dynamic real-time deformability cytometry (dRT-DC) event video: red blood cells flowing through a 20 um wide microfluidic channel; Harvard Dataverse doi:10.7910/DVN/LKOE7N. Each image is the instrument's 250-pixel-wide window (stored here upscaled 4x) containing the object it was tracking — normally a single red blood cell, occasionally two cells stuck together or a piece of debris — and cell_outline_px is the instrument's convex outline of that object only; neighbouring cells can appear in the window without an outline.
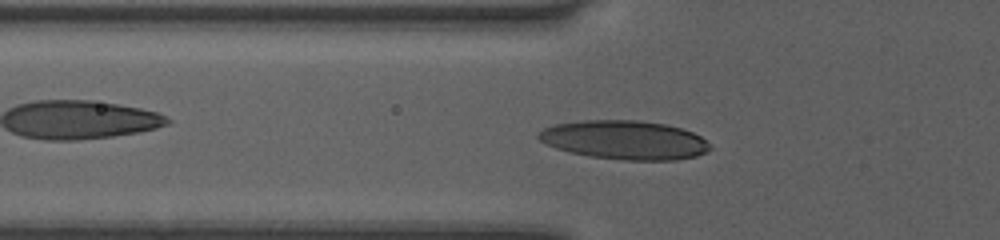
{"species": "human", "species_latin": "Homo sapiens", "temperature_condition": "room temperature", "stored_images_in_passage": 40, "camera_frame_rate_fps": 3000, "um_per_image_px": 0.085, "donor": {"sex": "female"}, "frame": {"image": 1, "passage_image": 8, "time_ms": 2.333, "image_size_px": [1000, 240], "cell_outline_px": [[712, 148], [696, 156], [676, 160], [624, 160], [588, 156], [568, 152], [556, 148], [540, 140], [536, 136], [544, 128], [556, 124], [584, 120], [636, 120], [664, 124], [680, 128], [692, 132], [700, 136]], "centroid_in_image_um": [53.07, 11.9], "position_along_channel_um": 72.7, "area_um2": 38.61}}
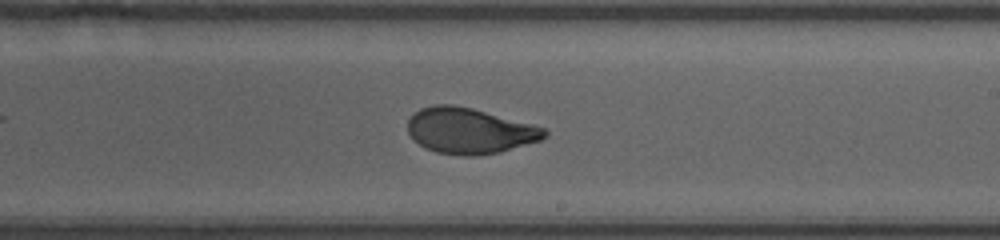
{"frame": {"image": 2, "passage_image": 21, "time_ms": 6.667, "image_size_px": [1000, 240], "cell_outline_px": [[548, 136], [540, 140], [500, 152], [476, 156], [464, 156], [436, 152], [424, 148], [408, 132], [408, 120], [420, 108], [432, 104], [452, 104], [472, 108], [532, 124], [544, 128], [548, 132]], "centroid_in_image_um": [39.91, 11.11], "position_along_channel_um": 249.1, "area_um2": 36.36}}
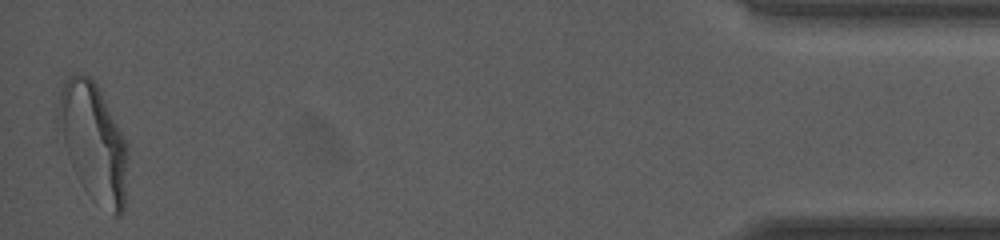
{"frame": {"image": 3, "passage_image": 40, "time_ms": 13.0, "image_size_px": [1000, 240], "cell_outline_px": [[128, 156], [124, 208], [120, 216], [112, 216], [76, 172], [56, 136], [56, 108], [60, 88], [64, 80], [68, 76], [76, 72], [80, 72], [88, 76], [96, 84], [124, 136], [128, 144]], "centroid_in_image_um": [7.89, 11.95], "position_along_channel_um": 427.3, "area_um2": 47.51}, "authors_computed_cell_mechanics": {"area_um2": 36.6163, "velocity_mm_per_s": 4.0697, "shape_relaxation_time_tau1_ms": 5.3828, "shape_relaxation_time_tau2_ms": 0.7503, "deformation_change_tau1": 0.2193, "deformation_change_tau2": 0.0527}}